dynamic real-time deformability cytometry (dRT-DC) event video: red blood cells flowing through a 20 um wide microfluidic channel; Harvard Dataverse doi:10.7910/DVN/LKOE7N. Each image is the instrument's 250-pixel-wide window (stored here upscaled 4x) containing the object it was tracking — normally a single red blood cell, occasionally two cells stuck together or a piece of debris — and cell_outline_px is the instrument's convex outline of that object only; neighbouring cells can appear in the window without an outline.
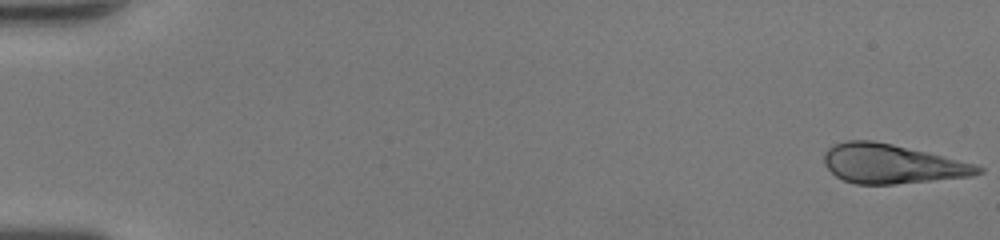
{"species": "human", "species_latin": "Homo sapiens", "temperature_condition": "room temperature", "stored_images_in_passage": 50, "camera_frame_rate_fps": 3000, "um_per_image_px": 0.085, "donor": {"sex": "female"}, "frame": {"image": 1, "passage_image": 1, "time_ms": 0.0, "image_size_px": [1000, 240], "cell_outline_px": [[984, 172], [972, 176], [896, 184], [856, 184], [844, 180], [836, 176], [824, 164], [824, 152], [832, 144], [848, 140], [872, 140], [892, 144], [928, 152], [976, 164], [984, 168]], "centroid_in_image_um": [75.81, 13.92], "position_along_channel_um": 9.2, "area_um2": 35.26}}
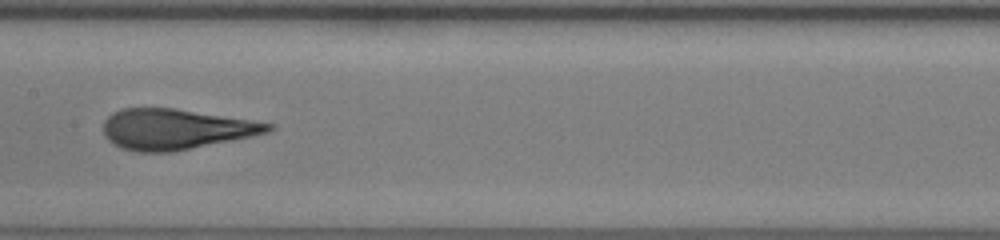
{"frame": {"image": 2, "passage_image": 27, "time_ms": 8.667, "image_size_px": [1000, 240], "cell_outline_px": [[276, 128], [268, 132], [252, 136], [192, 148], [168, 152], [136, 152], [120, 148], [108, 140], [104, 136], [104, 120], [112, 112], [120, 108], [176, 108], [272, 124]], "centroid_in_image_um": [14.86, 10.98], "position_along_channel_um": 192.5, "area_um2": 38.67}}
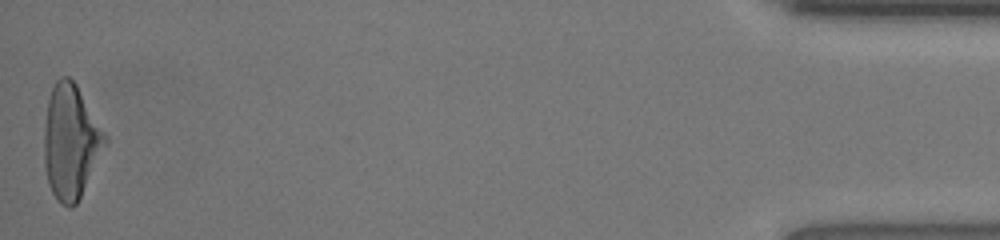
{"frame": {"image": 3, "passage_image": 50, "time_ms": 16.333, "image_size_px": [1000, 240], "cell_outline_px": [[108, 140], [76, 204], [72, 208], [68, 208], [60, 204], [52, 192], [48, 184], [44, 168], [44, 128], [48, 100], [52, 88], [56, 80], [60, 76], [68, 76], [76, 84], [108, 136]], "centroid_in_image_um": [6.0, 12.04], "position_along_channel_um": 429.2, "area_um2": 40.46}, "authors_computed_cell_mechanics": {"area_um2": 38.8416, "velocity_mm_per_s": 4.2281, "shape_relaxation_time_tau1_ms": 4.2261, "shape_relaxation_time_tau2_ms": null, "deformation_change_tau1": 0.2163, "deformation_change_tau2": null}}